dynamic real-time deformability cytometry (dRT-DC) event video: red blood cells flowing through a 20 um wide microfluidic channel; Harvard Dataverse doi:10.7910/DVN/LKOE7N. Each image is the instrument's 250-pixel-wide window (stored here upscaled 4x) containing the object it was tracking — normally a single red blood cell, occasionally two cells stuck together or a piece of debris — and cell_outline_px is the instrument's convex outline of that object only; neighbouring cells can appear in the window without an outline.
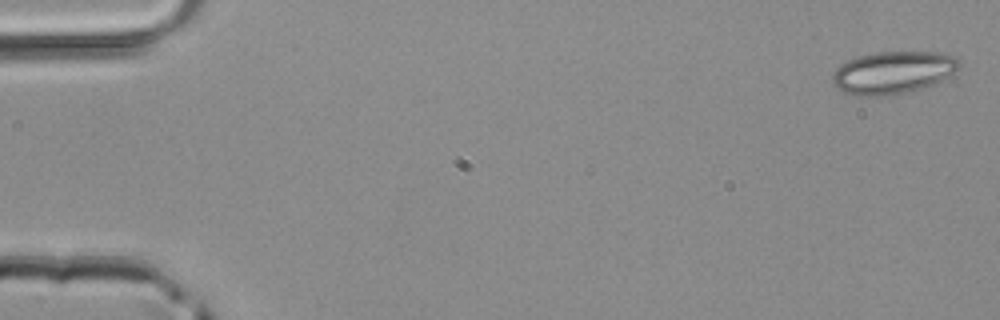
{"species": "common noctule bat (a hibernating species)", "species_latin": "Nyctalus noctula", "temperature_condition": "room temperature", "stored_images_in_passage": 8, "camera_frame_rate_fps": 3000, "um_per_image_px": 0.085, "animal": {"sex": "male", "body_mass_g": 20.4}, "frame": {"image": 1, "passage_image": 1, "time_ms": 0.0, "image_size_px": [1000, 320], "cell_outline_px": [[960, 64], [952, 72], [940, 80], [932, 84], [920, 88], [888, 96], [852, 96], [836, 88], [832, 84], [832, 72], [840, 64], [856, 56], [876, 52], [940, 52], [952, 56]], "centroid_in_image_um": [75.78, 6.17], "position_along_channel_um": 9.2, "area_um2": 31.21}}